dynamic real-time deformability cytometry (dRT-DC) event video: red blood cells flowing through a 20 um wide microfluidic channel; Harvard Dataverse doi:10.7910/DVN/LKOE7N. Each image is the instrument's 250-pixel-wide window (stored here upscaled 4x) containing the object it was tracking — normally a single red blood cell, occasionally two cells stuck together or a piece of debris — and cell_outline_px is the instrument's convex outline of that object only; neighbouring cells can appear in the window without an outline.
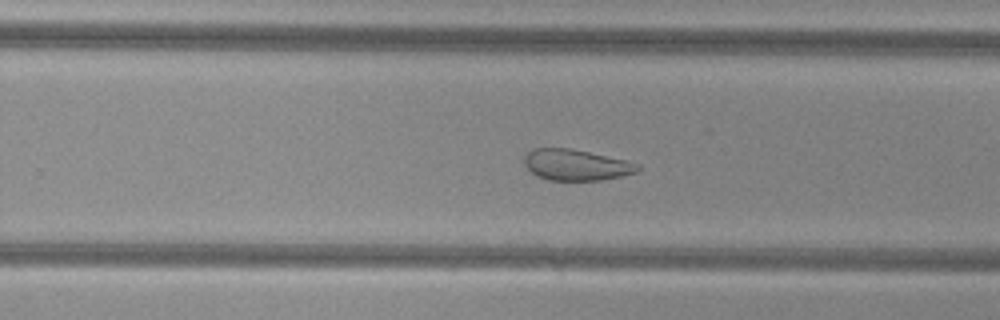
{"species": "common noctule bat (a hibernating species)", "species_latin": "Nyctalus noctula", "temperature_condition": "cold", "stored_images_in_passage": 48, "camera_frame_rate_fps": 3000, "um_per_image_px": 0.085, "animal": {"sex": "female", "body_mass_g": 29.2, "forearm_length_mm": 56.3}, "frame": {"image": 1, "passage_image": 28, "time_ms": 9.0, "image_size_px": [1000, 320], "cell_outline_px": [[640, 168], [636, 172], [624, 176], [604, 180], [548, 180], [536, 176], [524, 164], [524, 156], [532, 148], [568, 148], [628, 160], [640, 164]], "centroid_in_image_um": [48.99, 14.02], "position_along_channel_um": 280.8, "area_um2": 20.63}, "authors_computed_cell_mechanics": {"area_um2": 28.8133, "velocity_mm_per_s": 3.7532, "shape_relaxation_time_tau1_ms": null, "shape_relaxation_time_tau2_ms": 1.963, "deformation_change_tau1": null, "deformation_change_tau2": 0.0923}}